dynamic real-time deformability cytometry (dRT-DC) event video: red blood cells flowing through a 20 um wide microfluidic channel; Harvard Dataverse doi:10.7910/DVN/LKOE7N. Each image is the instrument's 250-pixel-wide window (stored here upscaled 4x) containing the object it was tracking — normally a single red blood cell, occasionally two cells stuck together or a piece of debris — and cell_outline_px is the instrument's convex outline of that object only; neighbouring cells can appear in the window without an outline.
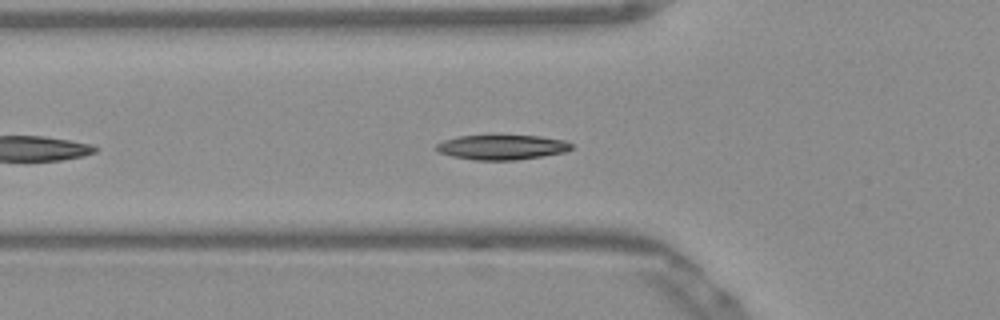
{"species": "Egyptian fruit bat (a non-hibernating species)", "species_latin": "Rousettus aegyptiacus", "temperature_condition": "warm", "stored_images_in_passage": 12, "camera_frame_rate_fps": 3000, "um_per_image_px": 0.085, "frame": {"image": 1, "passage_image": 2, "time_ms": 0.333, "image_size_px": [1000, 320], "cell_outline_px": [[572, 148], [564, 152], [544, 156], [516, 160], [476, 160], [452, 156], [440, 152], [436, 148], [436, 144], [444, 140], [460, 136], [540, 136], [564, 140], [572, 144]], "centroid_in_image_um": [42.69, 12.52], "position_along_channel_um": 83.1, "area_um2": 19.31}}
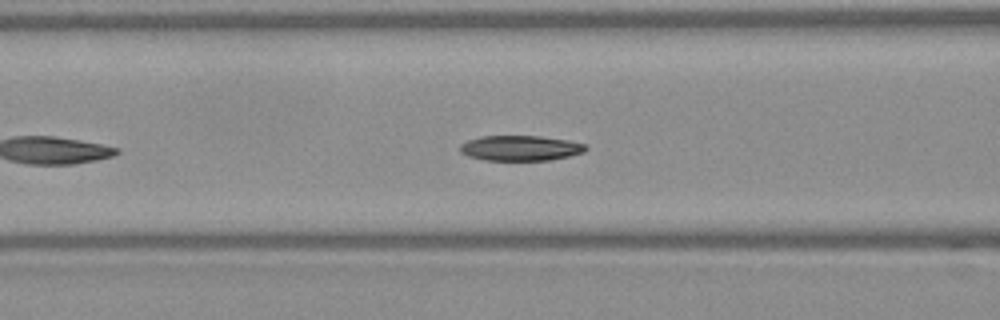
{"frame": {"image": 2, "passage_image": 5, "time_ms": 1.333, "image_size_px": [1000, 320], "cell_outline_px": [[588, 148], [584, 152], [568, 156], [548, 160], [484, 160], [468, 156], [460, 152], [460, 144], [468, 140], [480, 136], [540, 136], [568, 140], [584, 144]], "centroid_in_image_um": [44.21, 12.58], "position_along_channel_um": 122.4, "area_um2": 18.44}}
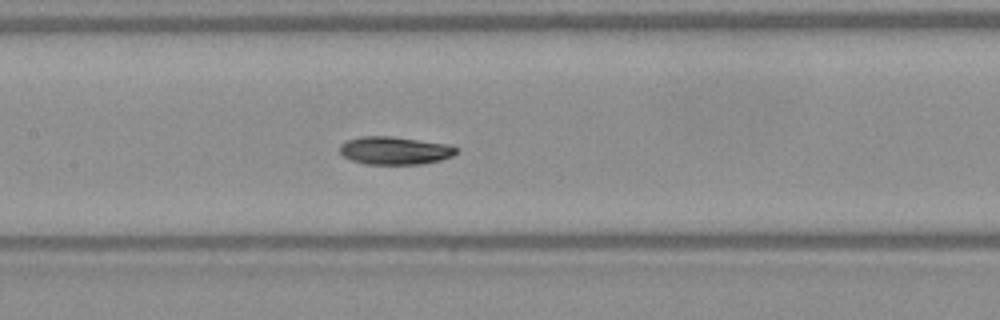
{"frame": {"image": 3, "passage_image": 9, "time_ms": 2.667, "image_size_px": [1000, 320], "cell_outline_px": [[456, 152], [452, 156], [440, 160], [420, 164], [364, 164], [352, 160], [344, 156], [340, 152], [340, 144], [348, 140], [364, 136], [392, 136], [448, 144], [456, 148]], "centroid_in_image_um": [33.54, 12.79], "position_along_channel_um": 173.9, "area_um2": 18.79}}